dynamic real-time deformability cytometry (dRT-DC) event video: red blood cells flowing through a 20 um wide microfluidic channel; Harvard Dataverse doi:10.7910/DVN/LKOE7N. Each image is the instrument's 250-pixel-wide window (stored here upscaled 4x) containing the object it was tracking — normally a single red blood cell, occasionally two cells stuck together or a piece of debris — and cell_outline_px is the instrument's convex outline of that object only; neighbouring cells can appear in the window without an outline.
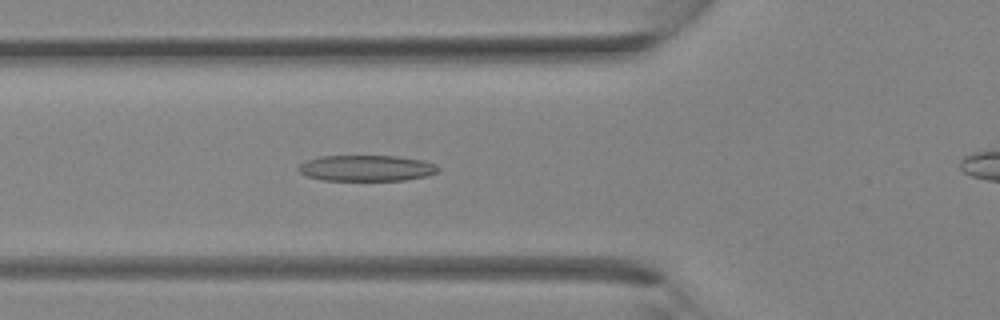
{"species": "Egyptian fruit bat (a non-hibernating species)", "species_latin": "Rousettus aegyptiacus", "temperature_condition": "room temperature", "stored_images_in_passage": 31, "camera_frame_rate_fps": 3000, "um_per_image_px": 0.085, "animal": {"sex": "female"}, "frame": {"image": 1, "passage_image": 12, "time_ms": 3.667, "image_size_px": [1000, 320], "cell_outline_px": [[440, 168], [436, 172], [428, 176], [404, 180], [324, 180], [308, 176], [300, 172], [296, 168], [304, 160], [320, 156], [396, 156], [424, 160], [436, 164]], "centroid_in_image_um": [31.15, 14.28], "position_along_channel_um": 94.6, "area_um2": 21.21}}
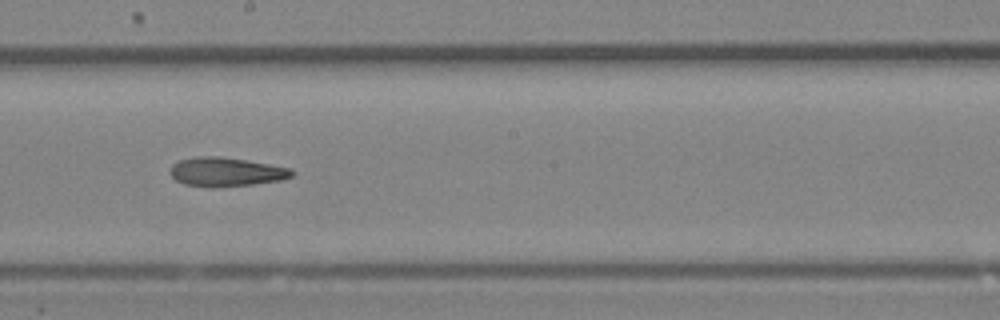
{"frame": {"image": 2, "passage_image": 19, "time_ms": 6.0, "image_size_px": [1000, 320], "cell_outline_px": [[296, 172], [292, 176], [280, 180], [252, 184], [212, 188], [184, 184], [176, 180], [168, 172], [172, 164], [180, 160], [196, 156], [220, 156], [292, 168]], "centroid_in_image_um": [19.19, 14.61], "position_along_channel_um": 229.0, "area_um2": 20.63}}
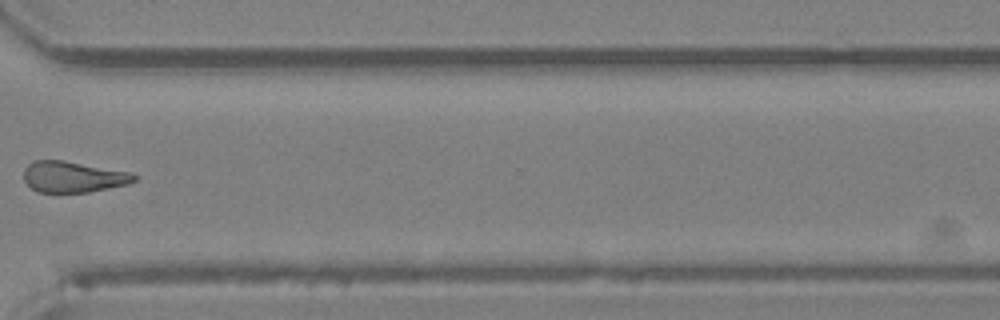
{"frame": {"image": 3, "passage_image": 26, "time_ms": 8.333, "image_size_px": [1000, 320], "cell_outline_px": [[140, 176], [136, 180], [128, 184], [88, 192], [36, 192], [24, 180], [24, 168], [32, 160], [64, 160], [132, 172]], "centroid_in_image_um": [6.24, 15.02], "position_along_channel_um": 364.4, "area_um2": 20.17}}